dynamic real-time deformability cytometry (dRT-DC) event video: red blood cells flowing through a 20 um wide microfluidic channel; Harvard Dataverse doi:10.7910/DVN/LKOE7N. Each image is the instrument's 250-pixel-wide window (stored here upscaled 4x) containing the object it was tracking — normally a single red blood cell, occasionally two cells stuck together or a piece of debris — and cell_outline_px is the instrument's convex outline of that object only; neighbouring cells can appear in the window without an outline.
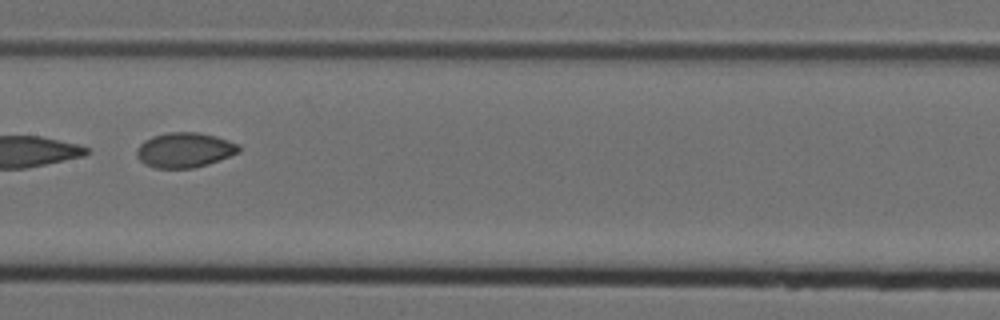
{"species": "Egyptian fruit bat (a non-hibernating species)", "species_latin": "Rousettus aegyptiacus", "temperature_condition": "cold", "stored_images_in_passage": 6, "camera_frame_rate_fps": 3000, "um_per_image_px": 0.085, "animal": {"sex": "female"}, "frame": {"image": 1, "passage_image": 4, "time_ms": 1.0, "image_size_px": [1000, 320], "cell_outline_px": [[240, 152], [208, 164], [192, 168], [156, 168], [144, 164], [136, 156], [136, 148], [144, 140], [152, 136], [168, 132], [196, 132], [216, 136], [228, 140], [236, 144], [240, 148]], "centroid_in_image_um": [15.65, 12.75], "position_along_channel_um": 191.7, "area_um2": 20.81}}
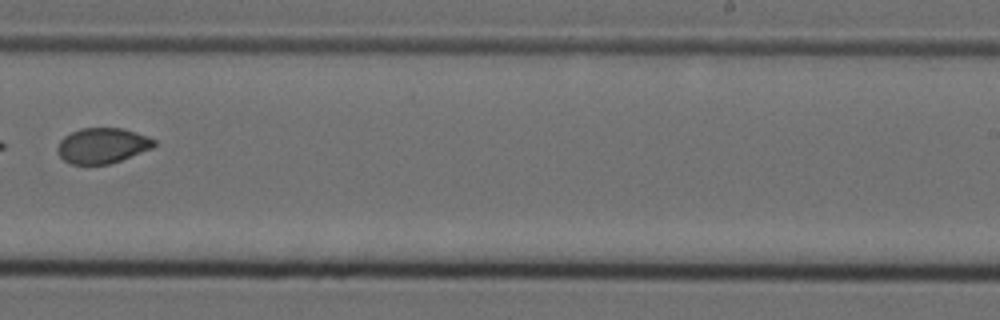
{"frame": {"image": 2, "passage_image": 6, "time_ms": 1.667, "image_size_px": [1000, 320], "cell_outline_px": [[156, 144], [152, 148], [120, 160], [108, 164], [72, 164], [64, 160], [60, 156], [56, 148], [60, 140], [64, 136], [80, 128], [124, 128], [136, 132], [156, 140]], "centroid_in_image_um": [8.69, 12.36], "position_along_channel_um": 280.3, "area_um2": 19.83}}